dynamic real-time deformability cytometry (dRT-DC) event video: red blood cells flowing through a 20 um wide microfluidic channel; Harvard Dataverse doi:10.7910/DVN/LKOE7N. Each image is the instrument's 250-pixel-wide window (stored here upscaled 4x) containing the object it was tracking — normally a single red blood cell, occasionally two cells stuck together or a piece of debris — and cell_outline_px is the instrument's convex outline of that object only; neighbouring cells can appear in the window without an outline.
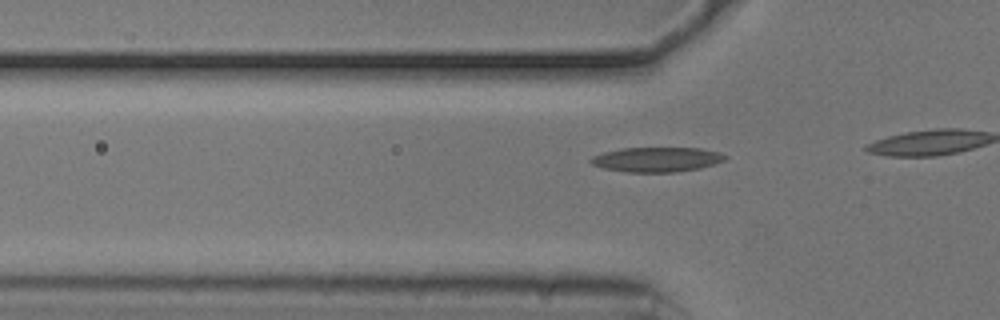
{"species": "common noctule bat (a hibernating species)", "species_latin": "Nyctalus noctula", "temperature_condition": "cold", "stored_images_in_passage": 8, "camera_frame_rate_fps": 3000, "um_per_image_px": 0.085, "animal": {"sex": "male", "body_mass_g": 20.5, "forearm_length_mm": 52.5}, "frame": {"image": 1, "passage_image": 5, "time_ms": 1.333, "image_size_px": [1000, 320], "cell_outline_px": [[728, 156], [724, 160], [700, 168], [672, 172], [628, 172], [604, 168], [592, 164], [588, 160], [592, 156], [604, 152], [624, 148], [700, 148], [720, 152]], "centroid_in_image_um": [55.82, 13.55], "position_along_channel_um": 70.0, "area_um2": 19.19}}